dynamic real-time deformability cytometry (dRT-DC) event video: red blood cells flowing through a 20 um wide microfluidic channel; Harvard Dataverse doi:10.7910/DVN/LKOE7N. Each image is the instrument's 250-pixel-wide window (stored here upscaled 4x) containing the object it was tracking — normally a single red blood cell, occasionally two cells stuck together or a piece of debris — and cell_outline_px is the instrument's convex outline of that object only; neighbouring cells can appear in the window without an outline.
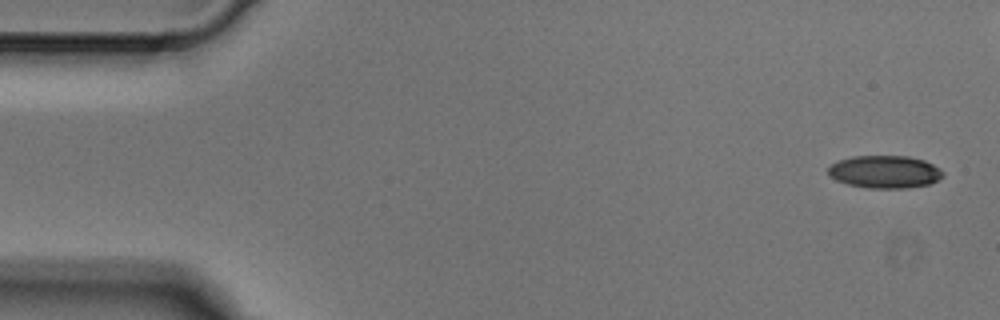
{"species": "Egyptian fruit bat (a non-hibernating species)", "species_latin": "Rousettus aegyptiacus", "temperature_condition": "cold", "stored_images_in_passage": 4, "camera_frame_rate_fps": 3000, "um_per_image_px": 0.085, "animal": {"sex": "male"}, "frame": {"image": 1, "passage_image": 1, "time_ms": 0.0, "image_size_px": [1000, 320], "cell_outline_px": [[944, 176], [928, 184], [908, 188], [868, 188], [848, 184], [836, 180], [828, 176], [828, 168], [832, 164], [840, 160], [852, 156], [908, 156], [924, 160], [940, 168], [944, 172]], "centroid_in_image_um": [75.2, 14.6], "position_along_channel_um": 9.8, "area_um2": 21.85}}